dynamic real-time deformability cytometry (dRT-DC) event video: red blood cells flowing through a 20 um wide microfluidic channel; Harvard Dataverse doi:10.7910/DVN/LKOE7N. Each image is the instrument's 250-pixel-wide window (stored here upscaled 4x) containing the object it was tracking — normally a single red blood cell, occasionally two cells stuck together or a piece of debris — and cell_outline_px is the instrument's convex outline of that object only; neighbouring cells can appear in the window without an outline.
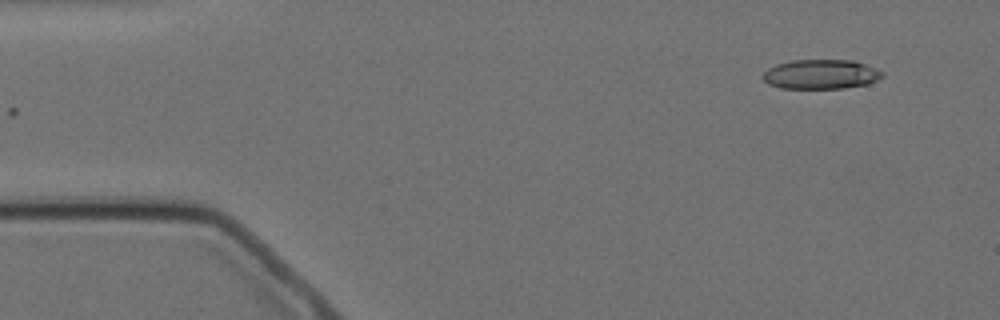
{"species": "Egyptian fruit bat (a non-hibernating species)", "species_latin": "Rousettus aegyptiacus", "temperature_condition": "cold", "stored_images_in_passage": 2, "camera_frame_rate_fps": 3000, "um_per_image_px": 0.085, "animal": {"sex": "female"}, "frame": {"image": 1, "passage_image": 2, "time_ms": 2.0, "image_size_px": [1000, 320], "cell_outline_px": [[884, 76], [868, 84], [844, 88], [780, 88], [768, 84], [760, 76], [768, 68], [776, 64], [792, 60], [852, 60], [864, 64], [884, 72]], "centroid_in_image_um": [69.75, 6.31], "position_along_channel_um": 15.3, "area_um2": 20.58}}